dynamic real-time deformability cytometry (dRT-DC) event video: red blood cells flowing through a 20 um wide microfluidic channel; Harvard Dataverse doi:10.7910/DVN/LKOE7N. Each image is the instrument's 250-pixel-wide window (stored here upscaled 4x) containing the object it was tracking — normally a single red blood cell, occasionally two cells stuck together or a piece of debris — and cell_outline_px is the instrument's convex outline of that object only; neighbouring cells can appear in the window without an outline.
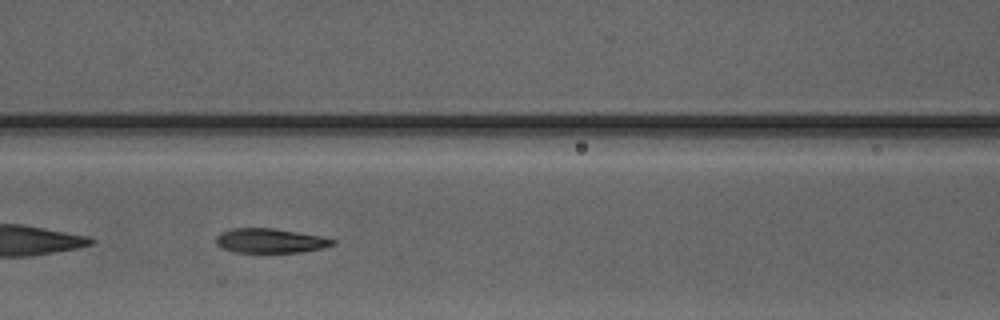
{"species": "Egyptian fruit bat (a non-hibernating species)", "species_latin": "Rousettus aegyptiacus", "temperature_condition": "warm", "stored_images_in_passage": 48, "camera_frame_rate_fps": 3000, "um_per_image_px": 0.085, "animal": {"sex": "male"}, "frame": {"image": 1, "passage_image": 21, "time_ms": 6.667, "image_size_px": [1000, 320], "cell_outline_px": [[336, 244], [324, 248], [300, 252], [232, 252], [216, 244], [216, 236], [220, 232], [232, 228], [272, 228], [320, 236], [336, 240]], "centroid_in_image_um": [22.96, 20.46], "position_along_channel_um": 143.6, "area_um2": 16.59}}